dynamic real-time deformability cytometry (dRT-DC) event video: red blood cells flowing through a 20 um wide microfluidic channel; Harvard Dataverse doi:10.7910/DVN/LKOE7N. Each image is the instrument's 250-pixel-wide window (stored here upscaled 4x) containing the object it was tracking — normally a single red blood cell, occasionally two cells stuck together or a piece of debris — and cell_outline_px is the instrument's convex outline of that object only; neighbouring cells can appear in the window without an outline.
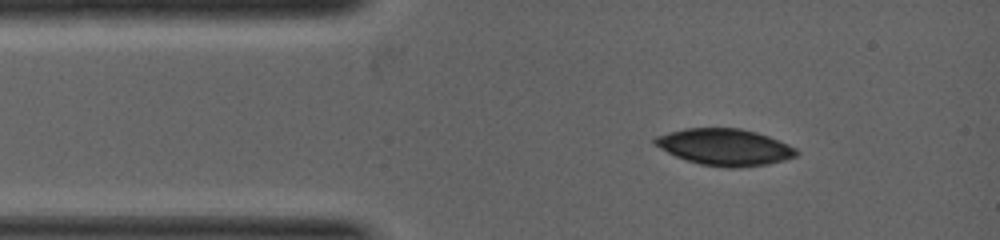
{"species": "common noctule bat (a hibernating species)", "species_latin": "Nyctalus noctula", "temperature_condition": "warm", "stored_images_in_passage": 4, "camera_frame_rate_fps": 5000, "um_per_image_px": 0.085, "animal": {"sex": "female", "body_mass_g": 19.0, "forearm_length_mm": 53.3}, "frame": {"image": 1, "passage_image": 3, "time_ms": 0.6, "image_size_px": [1000, 240], "cell_outline_px": [[800, 152], [796, 156], [784, 160], [768, 164], [740, 168], [728, 168], [700, 164], [676, 156], [652, 144], [652, 140], [656, 136], [668, 132], [684, 128], [740, 128], [756, 132], [768, 136], [788, 144], [796, 148]], "centroid_in_image_um": [61.6, 12.5], "position_along_channel_um": 23.4, "area_um2": 30.29}}